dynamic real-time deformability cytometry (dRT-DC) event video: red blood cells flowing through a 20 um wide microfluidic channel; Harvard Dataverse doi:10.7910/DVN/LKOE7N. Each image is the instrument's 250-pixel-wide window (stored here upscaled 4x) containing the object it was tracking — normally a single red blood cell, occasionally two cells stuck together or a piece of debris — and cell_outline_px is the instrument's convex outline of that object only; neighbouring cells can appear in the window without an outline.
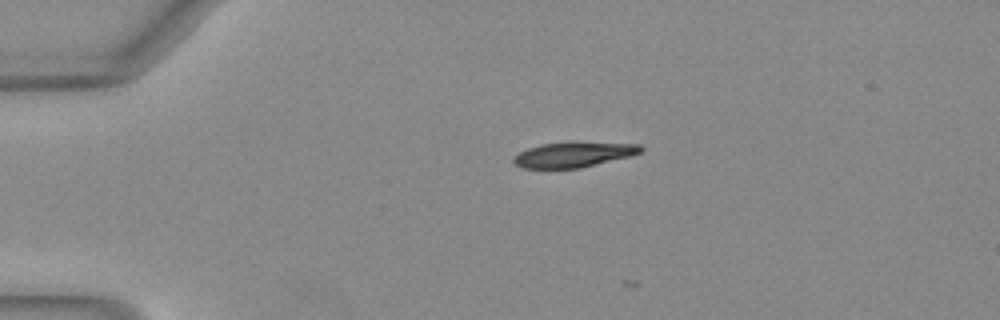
{"species": "Egyptian fruit bat (a non-hibernating species)", "species_latin": "Rousettus aegyptiacus", "temperature_condition": "warm", "stored_images_in_passage": 2, "camera_frame_rate_fps": 3000, "um_per_image_px": 0.085, "animal": {"sex": "female"}, "frame": {"image": 1, "passage_image": 1, "time_ms": 0.0, "image_size_px": [1000, 320], "cell_outline_px": [[644, 152], [632, 156], [580, 168], [524, 168], [516, 164], [512, 160], [520, 152], [528, 148], [540, 144], [568, 140], [640, 144], [644, 148]], "centroid_in_image_um": [48.85, 13.1], "position_along_channel_um": 36.2, "area_um2": 19.31}}